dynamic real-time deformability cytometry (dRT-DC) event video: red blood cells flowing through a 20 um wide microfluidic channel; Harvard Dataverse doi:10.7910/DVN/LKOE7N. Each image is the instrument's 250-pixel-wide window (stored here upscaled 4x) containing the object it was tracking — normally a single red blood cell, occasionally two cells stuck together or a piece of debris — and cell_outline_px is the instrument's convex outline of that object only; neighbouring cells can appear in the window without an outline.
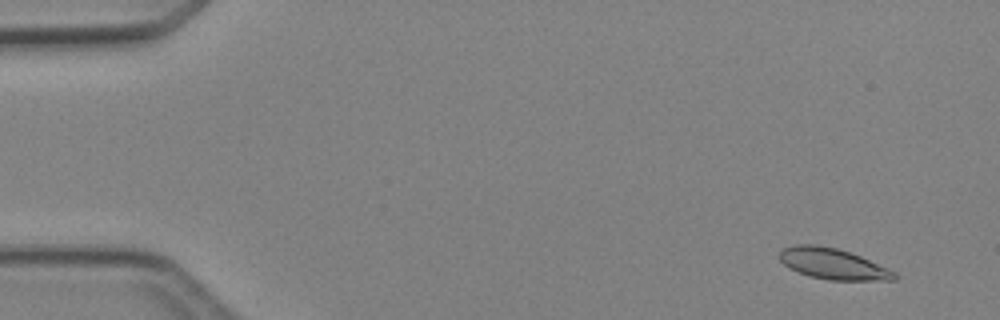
{"species": "Egyptian fruit bat (a non-hibernating species)", "species_latin": "Rousettus aegyptiacus", "temperature_condition": "cold", "stored_images_in_passage": 50, "segment_of_instrument_passage": [1, 2], "camera_frame_rate_fps": 3000, "um_per_image_px": 0.085, "animal": {"sex": "female"}, "frame": {"image": 1, "passage_image": 4, "time_ms": 1.0, "image_size_px": [1000, 320], "cell_outline_px": [[900, 276], [896, 280], [828, 280], [808, 276], [784, 264], [780, 260], [780, 252], [784, 248], [796, 244], [816, 244], [836, 248], [860, 256], [888, 268], [896, 272]], "centroid_in_image_um": [70.84, 22.43], "position_along_channel_um": 14.2, "area_um2": 20.58}}
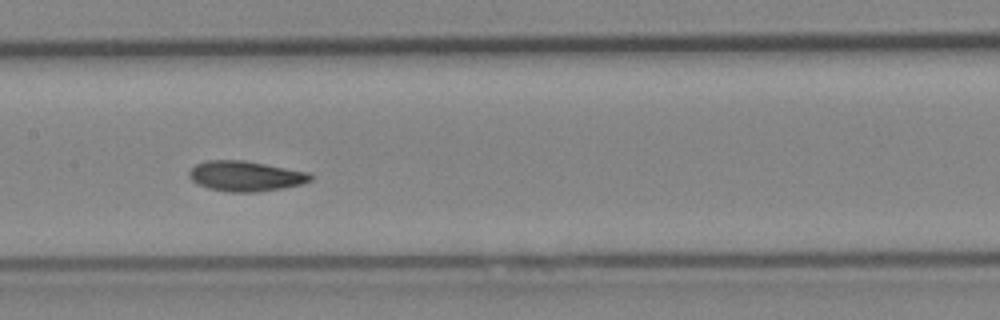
{"frame": {"image": 2, "passage_image": 25, "time_ms": 8.0, "image_size_px": [1000, 320], "cell_outline_px": [[312, 180], [300, 184], [284, 188], [256, 192], [228, 192], [208, 188], [192, 180], [188, 176], [188, 172], [196, 164], [208, 160], [244, 160], [308, 172], [312, 176]], "centroid_in_image_um": [20.86, 14.97], "position_along_channel_um": 186.5, "area_um2": 21.27}}
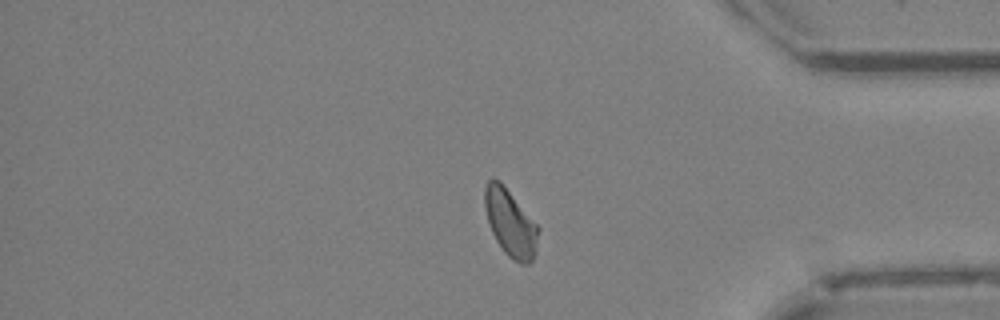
{"frame": {"image": 3, "passage_image": 41, "time_ms": 13.333, "image_size_px": [1000, 320], "cell_outline_px": [[540, 228], [536, 252], [532, 260], [528, 264], [520, 264], [512, 260], [504, 252], [496, 240], [492, 232], [484, 208], [484, 188], [488, 180], [500, 180]], "centroid_in_image_um": [43.39, 18.97], "position_along_channel_um": 391.8, "area_um2": 20.98}}